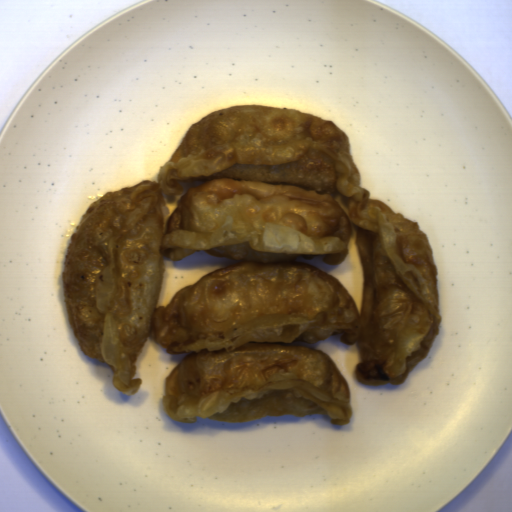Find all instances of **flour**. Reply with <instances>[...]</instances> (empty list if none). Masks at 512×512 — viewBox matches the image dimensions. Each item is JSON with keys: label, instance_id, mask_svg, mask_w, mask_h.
<instances>
[{"label": "flour", "instance_id": "obj_1", "mask_svg": "<svg viewBox=\"0 0 512 512\" xmlns=\"http://www.w3.org/2000/svg\"><path fill=\"white\" fill-rule=\"evenodd\" d=\"M349 135L293 108L236 104L192 123L157 181L106 192L74 227L61 271L69 326L86 357L133 396L148 338L190 353L164 381L173 420L248 422L324 414L351 423L349 386L316 343L343 334L356 382L403 384L429 355L443 317L438 268L419 221L370 198ZM363 274L361 314L330 274L351 236ZM242 261L205 274L155 309L163 255Z\"/></svg>", "mask_w": 512, "mask_h": 512}]
</instances>
